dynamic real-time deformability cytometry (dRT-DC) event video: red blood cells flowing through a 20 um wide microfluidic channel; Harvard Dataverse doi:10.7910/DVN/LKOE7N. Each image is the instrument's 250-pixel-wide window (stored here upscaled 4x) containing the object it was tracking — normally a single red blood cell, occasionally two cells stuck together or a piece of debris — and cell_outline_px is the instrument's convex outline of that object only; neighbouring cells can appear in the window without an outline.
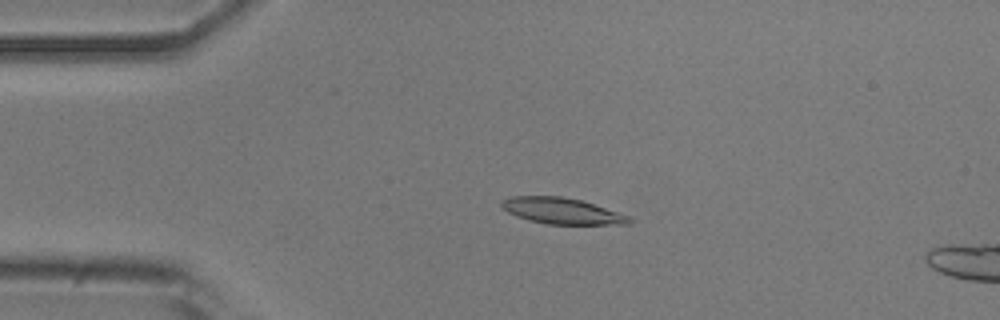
{"species": "common noctule bat (a hibernating species)", "species_latin": "Nyctalus noctula", "temperature_condition": "room temperature", "stored_images_in_passage": 7, "camera_frame_rate_fps": 3000, "um_per_image_px": 0.085, "animal": {"sex": "male", "body_mass_g": 20.5, "forearm_length_mm": 52.5}, "frame": {"image": 1, "passage_image": 2, "time_ms": 0.333, "image_size_px": [1000, 320], "cell_outline_px": [[632, 224], [544, 224], [528, 220], [516, 216], [508, 212], [500, 204], [500, 200], [512, 196], [560, 196], [580, 200], [628, 216], [632, 220]], "centroid_in_image_um": [47.7, 17.93], "position_along_channel_um": 37.3, "area_um2": 19.19}}